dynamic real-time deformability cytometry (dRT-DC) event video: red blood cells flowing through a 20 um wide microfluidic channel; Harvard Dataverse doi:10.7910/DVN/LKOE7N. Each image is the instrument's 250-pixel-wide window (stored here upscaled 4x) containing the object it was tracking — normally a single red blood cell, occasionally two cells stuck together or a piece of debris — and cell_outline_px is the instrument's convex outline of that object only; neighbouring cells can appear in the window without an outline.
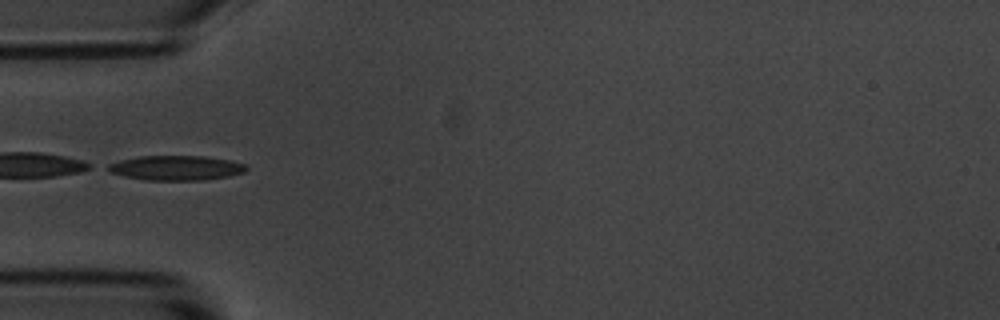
{"species": "common noctule bat (a hibernating species)", "species_latin": "Nyctalus noctula", "temperature_condition": "room temperature", "stored_images_in_passage": 4, "camera_frame_rate_fps": 3000, "um_per_image_px": 0.085, "animal": {"sex": "male", "body_mass_g": 20.1, "forearm_length_mm": 53.5}, "frame": {"image": 1, "passage_image": 4, "time_ms": 4.333, "image_size_px": [1000, 320], "cell_outline_px": [[248, 168], [244, 172], [228, 176], [204, 180], [144, 180], [124, 176], [108, 172], [100, 168], [108, 164], [120, 160], [140, 156], [204, 156], [232, 160], [248, 164]], "centroid_in_image_um": [14.93, 14.27], "position_along_channel_um": 70.1, "area_um2": 20.29}}